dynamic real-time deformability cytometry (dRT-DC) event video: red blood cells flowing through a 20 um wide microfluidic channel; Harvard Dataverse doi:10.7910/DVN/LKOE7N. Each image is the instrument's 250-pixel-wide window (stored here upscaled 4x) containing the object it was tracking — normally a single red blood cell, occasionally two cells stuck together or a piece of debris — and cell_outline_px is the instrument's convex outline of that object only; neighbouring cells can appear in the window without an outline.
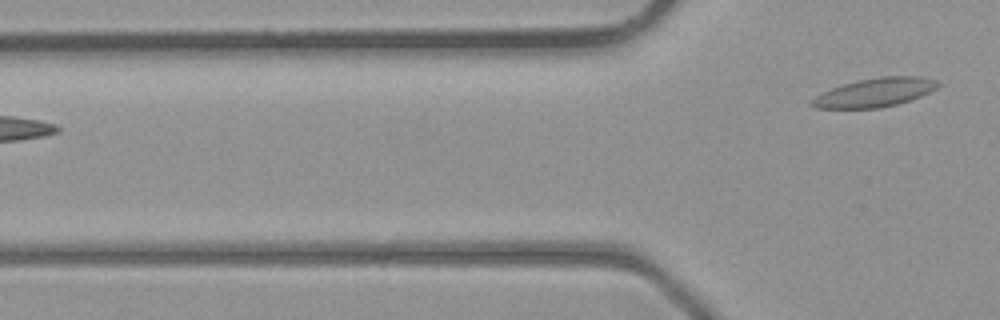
{"species": "common noctule bat (a hibernating species)", "species_latin": "Nyctalus noctula", "temperature_condition": "room temperature", "stored_images_in_passage": 4, "camera_frame_rate_fps": 3000, "um_per_image_px": 0.085, "animal": {"sex": "male", "body_mass_g": 23.1, "forearm_length_mm": 52.7}, "frame": {"image": 1, "passage_image": 4, "time_ms": 3.667, "image_size_px": [1000, 320], "cell_outline_px": [[940, 84], [936, 88], [920, 96], [896, 104], [880, 108], [816, 108], [808, 104], [816, 96], [832, 88], [856, 80], [880, 76], [920, 76], [932, 80]], "centroid_in_image_um": [74.32, 7.86], "position_along_channel_um": 51.5, "area_um2": 20.81}}